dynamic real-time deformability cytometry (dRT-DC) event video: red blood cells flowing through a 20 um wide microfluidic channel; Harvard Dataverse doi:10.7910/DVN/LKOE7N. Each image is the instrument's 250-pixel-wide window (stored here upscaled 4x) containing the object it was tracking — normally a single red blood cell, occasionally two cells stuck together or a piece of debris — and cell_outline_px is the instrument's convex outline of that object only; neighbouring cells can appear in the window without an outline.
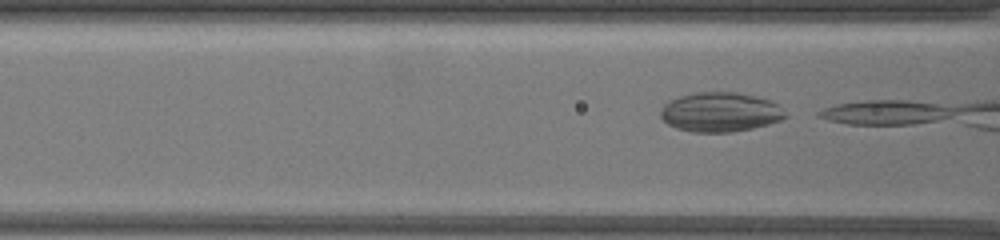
{"species": "common noctule bat (a hibernating species)", "species_latin": "Nyctalus noctula", "temperature_condition": "warm", "stored_images_in_passage": 6, "camera_frame_rate_fps": 3000, "um_per_image_px": 0.085, "animal": {"sex": "female", "body_mass_g": 19.5, "forearm_length_mm": 54.1}, "frame": {"image": 1, "passage_image": 4, "time_ms": 1.0, "image_size_px": [1000, 240], "cell_outline_px": [[788, 116], [780, 120], [768, 124], [752, 128], [732, 132], [692, 132], [676, 128], [668, 124], [660, 116], [660, 112], [664, 104], [668, 100], [692, 92], [736, 92], [756, 96], [768, 100], [776, 104]], "centroid_in_image_um": [61.18, 9.52], "position_along_channel_um": 105.4, "area_um2": 28.67}}